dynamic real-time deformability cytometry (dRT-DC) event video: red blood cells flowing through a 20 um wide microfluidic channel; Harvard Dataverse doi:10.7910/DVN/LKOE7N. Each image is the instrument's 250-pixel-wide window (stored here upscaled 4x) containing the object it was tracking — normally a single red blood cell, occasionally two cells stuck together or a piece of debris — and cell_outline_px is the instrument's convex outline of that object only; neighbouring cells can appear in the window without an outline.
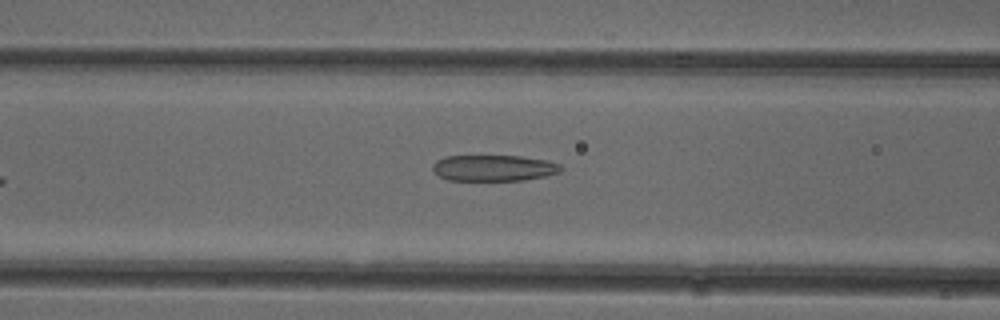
{"species": "common noctule bat (a hibernating species)", "species_latin": "Nyctalus noctula", "temperature_condition": "cold", "stored_images_in_passage": 33, "camera_frame_rate_fps": 3000, "um_per_image_px": 0.085, "animal": {"sex": "female"}, "frame": {"image": 1, "passage_image": 6, "time_ms": 1.667, "image_size_px": [1000, 320], "cell_outline_px": [[564, 168], [560, 172], [544, 176], [524, 180], [448, 180], [432, 172], [432, 164], [436, 160], [444, 156], [520, 156], [548, 160], [560, 164]], "centroid_in_image_um": [41.96, 14.27], "position_along_channel_um": 124.6, "area_um2": 19.65}}
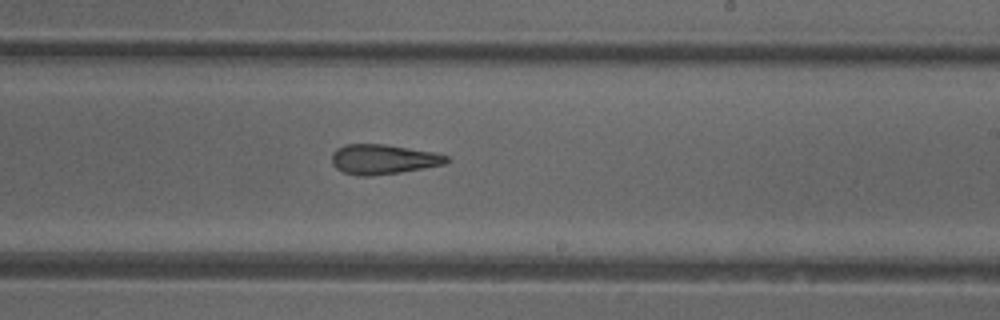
{"frame": {"image": 2, "passage_image": 16, "time_ms": 5.0, "image_size_px": [1000, 320], "cell_outline_px": [[452, 160], [444, 164], [424, 168], [400, 172], [372, 176], [360, 176], [344, 172], [336, 168], [332, 164], [332, 152], [336, 148], [344, 144], [384, 144], [432, 152], [448, 156]], "centroid_in_image_um": [32.55, 13.54], "position_along_channel_um": 256.4, "area_um2": 19.94}}
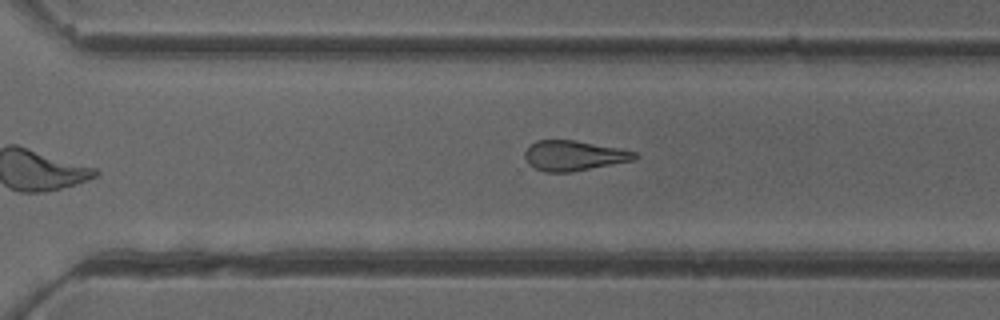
{"frame": {"image": 3, "passage_image": 21, "time_ms": 6.667, "image_size_px": [1000, 320], "cell_outline_px": [[640, 156], [636, 160], [572, 172], [544, 172], [528, 164], [524, 156], [524, 152], [536, 140], [576, 140], [620, 148], [636, 152]], "centroid_in_image_um": [48.82, 13.23], "position_along_channel_um": 321.8, "area_um2": 19.48}, "authors_computed_cell_mechanics": {"area_um2": 20.5768, "velocity_mm_per_s": 3.9524, "shape_relaxation_time_tau1_ms": null, "shape_relaxation_time_tau2_ms": 5.2706, "deformation_change_tau1": null, "deformation_change_tau2": 0.1534}}